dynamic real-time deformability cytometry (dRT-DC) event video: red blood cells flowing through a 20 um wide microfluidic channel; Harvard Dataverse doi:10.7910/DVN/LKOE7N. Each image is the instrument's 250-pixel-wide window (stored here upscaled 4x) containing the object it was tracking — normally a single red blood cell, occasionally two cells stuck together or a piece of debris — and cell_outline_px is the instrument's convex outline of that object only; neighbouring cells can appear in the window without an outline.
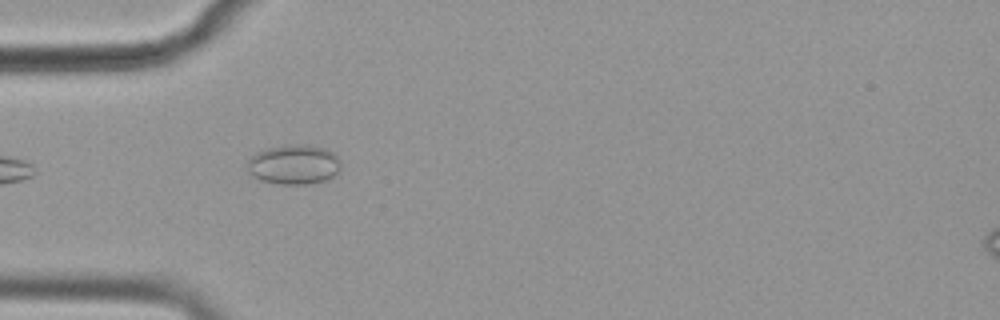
{"species": "common noctule bat (a hibernating species)", "species_latin": "Nyctalus noctula", "temperature_condition": "cold", "stored_images_in_passage": 6, "camera_frame_rate_fps": 3000, "um_per_image_px": 0.085, "animal": {"sex": "female", "body_mass_g": 19.9}, "frame": {"image": 1, "passage_image": 1, "time_ms": 0.0, "image_size_px": [1000, 320], "cell_outline_px": [[340, 168], [332, 176], [324, 180], [308, 184], [280, 184], [260, 180], [252, 176], [248, 172], [248, 156], [256, 152], [268, 148], [284, 144], [308, 144], [324, 148], [332, 152], [340, 160]], "centroid_in_image_um": [24.94, 13.96], "position_along_channel_um": 60.1, "area_um2": 21.79}}